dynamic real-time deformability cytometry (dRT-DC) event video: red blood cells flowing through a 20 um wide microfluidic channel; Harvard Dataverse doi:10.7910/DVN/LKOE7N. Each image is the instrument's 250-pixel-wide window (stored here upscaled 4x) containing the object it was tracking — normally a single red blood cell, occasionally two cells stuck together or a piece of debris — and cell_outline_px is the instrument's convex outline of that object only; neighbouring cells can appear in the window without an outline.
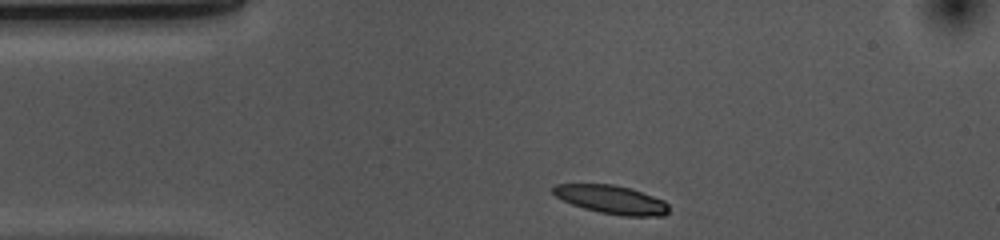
{"species": "common noctule bat (a hibernating species)", "species_latin": "Nyctalus noctula", "temperature_condition": "cold", "stored_images_in_passage": 33, "camera_frame_rate_fps": 3000, "um_per_image_px": 0.085, "animal": {"sex": "female", "body_mass_g": 10.0, "forearm_length_mm": 53.1}, "frame": {"image": 1, "passage_image": 1, "time_ms": 0.0, "image_size_px": [1000, 240], "cell_outline_px": [[668, 212], [664, 216], [624, 216], [600, 212], [584, 208], [572, 204], [556, 196], [552, 192], [552, 188], [556, 184], [612, 184], [632, 188], [664, 200], [668, 204]], "centroid_in_image_um": [52.0, 16.96], "position_along_channel_um": 33.0, "area_um2": 19.19}}
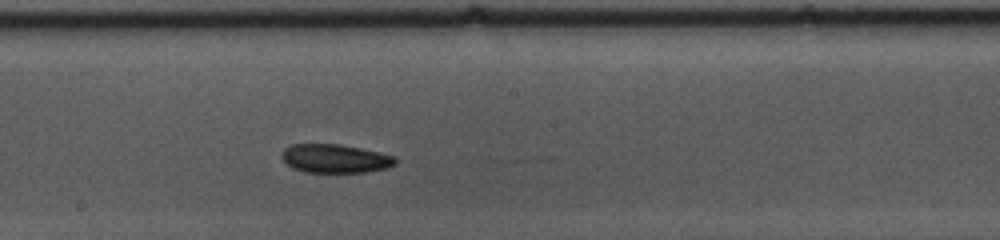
{"frame": {"image": 2, "passage_image": 19, "time_ms": 6.0, "image_size_px": [1000, 240], "cell_outline_px": [[396, 164], [388, 168], [368, 172], [304, 172], [292, 168], [280, 156], [284, 148], [288, 144], [340, 144], [380, 152], [396, 156]], "centroid_in_image_um": [28.49, 13.47], "position_along_channel_um": 219.7, "area_um2": 19.19}}
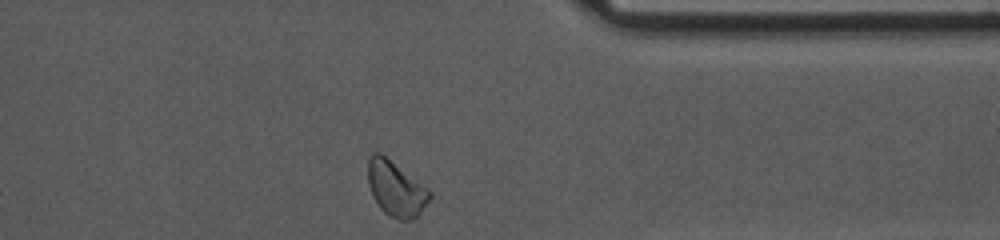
{"frame": {"image": 3, "passage_image": 33, "time_ms": 10.667, "image_size_px": [1000, 240], "cell_outline_px": [[432, 196], [420, 216], [408, 220], [400, 220], [388, 216], [380, 208], [372, 196], [368, 184], [368, 156], [372, 152], [380, 152], [432, 192]], "centroid_in_image_um": [33.64, 16.06], "position_along_channel_um": 377.8, "area_um2": 19.94}}